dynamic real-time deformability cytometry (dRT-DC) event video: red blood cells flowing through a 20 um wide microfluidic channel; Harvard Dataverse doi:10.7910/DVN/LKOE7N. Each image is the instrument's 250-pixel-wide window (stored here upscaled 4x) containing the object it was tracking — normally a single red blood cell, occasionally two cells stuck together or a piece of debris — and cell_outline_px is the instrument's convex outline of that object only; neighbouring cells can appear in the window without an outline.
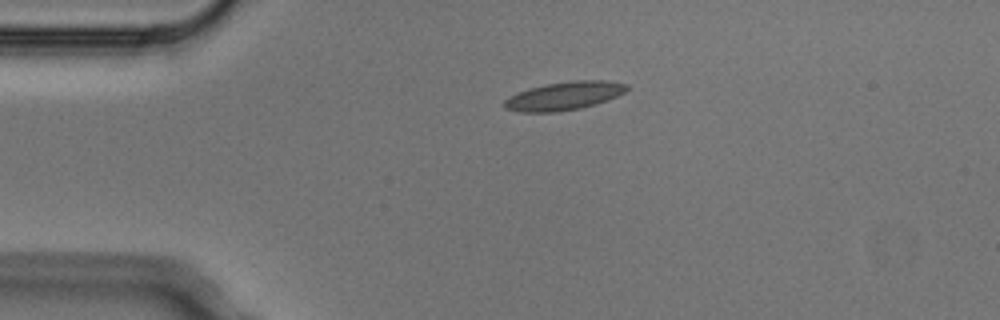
{"species": "Egyptian fruit bat (a non-hibernating species)", "species_latin": "Rousettus aegyptiacus", "temperature_condition": "cold", "stored_images_in_passage": 2, "camera_frame_rate_fps": 3000, "um_per_image_px": 0.085, "animal": {"sex": "male"}, "frame": {"image": 1, "passage_image": 1, "time_ms": 0.0, "image_size_px": [1000, 320], "cell_outline_px": [[628, 88], [624, 92], [608, 100], [580, 108], [556, 112], [520, 112], [504, 108], [504, 100], [508, 96], [528, 88], [548, 84], [572, 80], [604, 80], [628, 84]], "centroid_in_image_um": [47.93, 8.15], "position_along_channel_um": 37.1, "area_um2": 20.17}}